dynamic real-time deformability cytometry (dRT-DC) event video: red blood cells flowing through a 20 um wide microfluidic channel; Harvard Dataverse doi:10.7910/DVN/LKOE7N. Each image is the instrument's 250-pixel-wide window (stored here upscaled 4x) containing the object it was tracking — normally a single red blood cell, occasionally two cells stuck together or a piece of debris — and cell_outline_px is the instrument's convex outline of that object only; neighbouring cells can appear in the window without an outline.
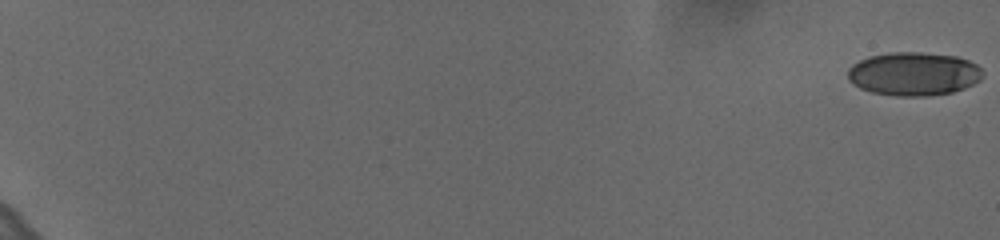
{"species": "human", "species_latin": "Homo sapiens", "temperature_condition": "cold", "stored_images_in_passage": 18, "camera_frame_rate_fps": 3000, "um_per_image_px": 0.085, "donor": {"sex": "female"}, "frame": {"image": 1, "passage_image": 1, "time_ms": 0.0, "image_size_px": [1000, 240], "cell_outline_px": [[984, 76], [980, 80], [964, 88], [952, 92], [924, 96], [896, 96], [872, 92], [860, 88], [852, 84], [848, 80], [848, 68], [852, 64], [868, 56], [892, 52], [920, 52], [956, 56], [968, 60], [976, 64], [984, 72]], "centroid_in_image_um": [77.65, 6.27], "position_along_channel_um": 7.3, "area_um2": 34.33}}